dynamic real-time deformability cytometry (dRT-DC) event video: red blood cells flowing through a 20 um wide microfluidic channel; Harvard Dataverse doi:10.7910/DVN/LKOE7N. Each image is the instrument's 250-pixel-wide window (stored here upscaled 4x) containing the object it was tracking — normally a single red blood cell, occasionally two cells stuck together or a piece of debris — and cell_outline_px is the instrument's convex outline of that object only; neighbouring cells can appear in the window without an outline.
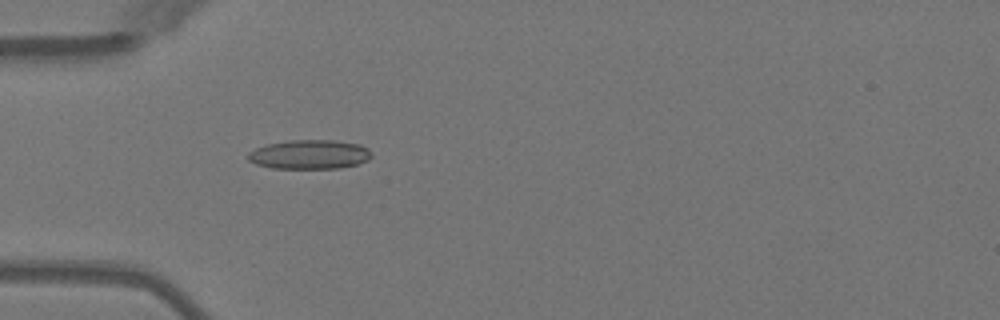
{"species": "Egyptian fruit bat (a non-hibernating species)", "species_latin": "Rousettus aegyptiacus", "temperature_condition": "warm", "stored_images_in_passage": 51, "camera_frame_rate_fps": 3000, "um_per_image_px": 0.085, "animal": {"sex": "female"}, "frame": {"image": 1, "passage_image": 16, "time_ms": 5.0, "image_size_px": [1000, 320], "cell_outline_px": [[372, 156], [368, 160], [356, 164], [340, 168], [272, 168], [256, 164], [248, 160], [248, 152], [256, 148], [268, 144], [288, 140], [332, 140], [360, 144], [368, 148], [372, 152]], "centroid_in_image_um": [26.33, 13.12], "position_along_channel_um": 58.7, "area_um2": 21.04}}
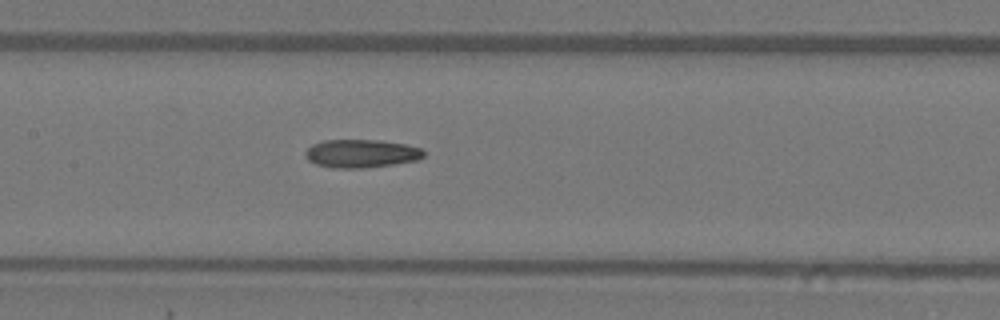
{"frame": {"image": 2, "passage_image": 25, "time_ms": 8.0, "image_size_px": [1000, 320], "cell_outline_px": [[424, 156], [416, 160], [392, 164], [364, 168], [332, 168], [316, 164], [308, 160], [304, 156], [304, 152], [312, 144], [324, 140], [380, 140], [408, 144], [424, 148]], "centroid_in_image_um": [30.7, 13.04], "position_along_channel_um": 176.7, "area_um2": 19.65}}
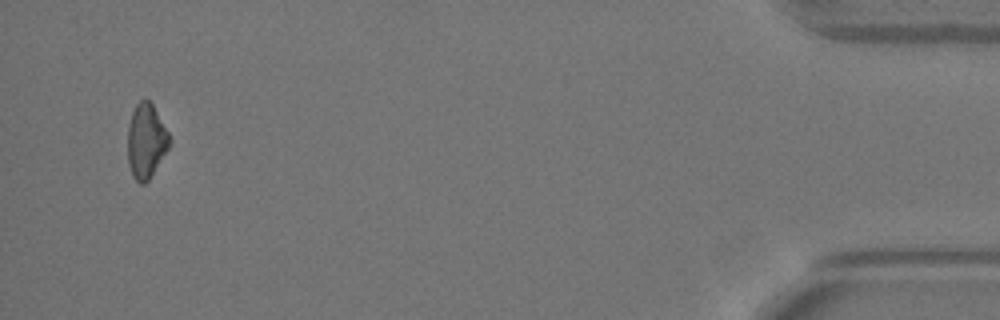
{"frame": {"image": 3, "passage_image": 49, "time_ms": 16.0, "image_size_px": [1000, 320], "cell_outline_px": [[172, 140], [168, 148], [148, 180], [144, 184], [140, 184], [132, 176], [128, 164], [128, 124], [132, 112], [136, 104], [140, 100], [148, 100], [152, 104], [168, 132]], "centroid_in_image_um": [12.4, 11.99], "position_along_channel_um": 422.8, "area_um2": 17.98}, "authors_computed_cell_mechanics": {"area_um2": 19.5942, "velocity_mm_per_s": 4.0546, "shape_relaxation_time_tau1_ms": null, "shape_relaxation_time_tau2_ms": 3.1195, "deformation_change_tau1": null, "deformation_change_tau2": 0.1066}}